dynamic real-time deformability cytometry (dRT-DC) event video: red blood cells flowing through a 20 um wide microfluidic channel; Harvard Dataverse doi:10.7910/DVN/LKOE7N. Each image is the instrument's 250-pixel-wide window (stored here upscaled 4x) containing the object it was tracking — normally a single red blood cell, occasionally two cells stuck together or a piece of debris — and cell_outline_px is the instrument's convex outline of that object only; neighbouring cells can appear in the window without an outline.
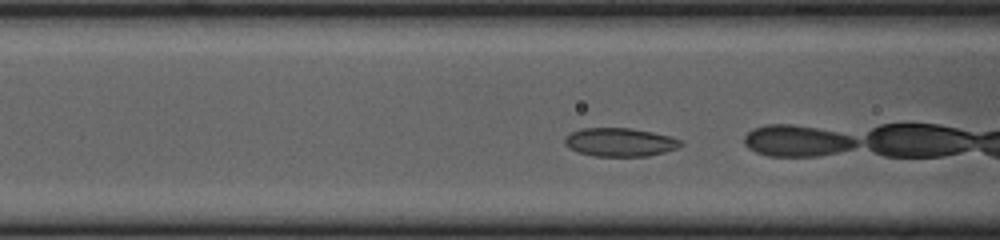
{"species": "common noctule bat (a hibernating species)", "species_latin": "Nyctalus noctula", "temperature_condition": "cold", "stored_images_in_passage": 34, "camera_frame_rate_fps": 3000, "um_per_image_px": 0.085, "animal": {"sex": "female", "body_mass_g": 23.0, "forearm_length_mm": 53.4}, "frame": {"image": 1, "passage_image": 6, "time_ms": 1.667, "image_size_px": [1000, 240], "cell_outline_px": [[684, 144], [676, 148], [664, 152], [648, 156], [592, 156], [568, 148], [564, 144], [564, 140], [572, 132], [580, 128], [628, 128], [652, 132], [672, 136], [680, 140]], "centroid_in_image_um": [52.7, 12.09], "position_along_channel_um": 113.9, "area_um2": 19.19}}
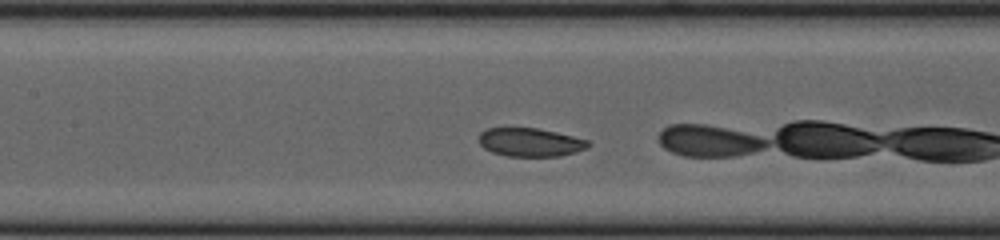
{"frame": {"image": 2, "passage_image": 10, "time_ms": 3.0, "image_size_px": [1000, 240], "cell_outline_px": [[592, 144], [588, 148], [576, 152], [560, 156], [508, 156], [492, 152], [484, 148], [480, 144], [480, 132], [488, 128], [536, 128], [556, 132], [588, 140]], "centroid_in_image_um": [45.1, 12.1], "position_along_channel_um": 162.3, "area_um2": 18.09}, "authors_computed_cell_mechanics": {"area_um2": 19.2763, "velocity_mm_per_s": 3.6299, "shape_relaxation_time_tau1_ms": 5.0485, "shape_relaxation_time_tau2_ms": 2.6375, "deformation_change_tau1": 0.0643, "deformation_change_tau2": 0.0482}}